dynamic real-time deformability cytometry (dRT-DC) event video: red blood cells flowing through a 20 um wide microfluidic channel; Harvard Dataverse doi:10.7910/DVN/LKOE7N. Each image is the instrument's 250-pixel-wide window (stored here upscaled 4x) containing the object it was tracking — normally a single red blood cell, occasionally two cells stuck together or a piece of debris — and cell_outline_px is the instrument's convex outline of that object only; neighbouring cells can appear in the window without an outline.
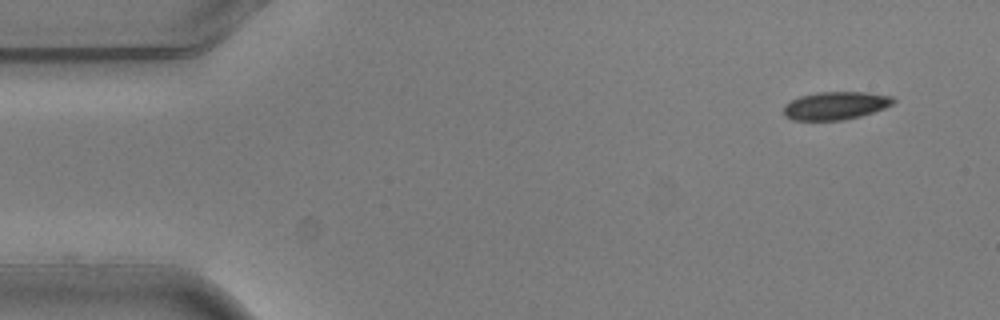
{"species": "common noctule bat (a hibernating species)", "species_latin": "Nyctalus noctula", "temperature_condition": "warm", "stored_images_in_passage": 7, "camera_frame_rate_fps": 3000, "um_per_image_px": 0.085, "animal": {"sex": "male", "body_mass_g": 20.5, "forearm_length_mm": 52.5}, "frame": {"image": 1, "passage_image": 1, "time_ms": 0.0, "image_size_px": [1000, 320], "cell_outline_px": [[896, 100], [892, 104], [884, 108], [860, 116], [844, 120], [792, 120], [784, 116], [784, 104], [800, 96], [816, 92], [868, 92], [892, 96]], "centroid_in_image_um": [71.01, 8.97], "position_along_channel_um": 14.0, "area_um2": 17.92}}
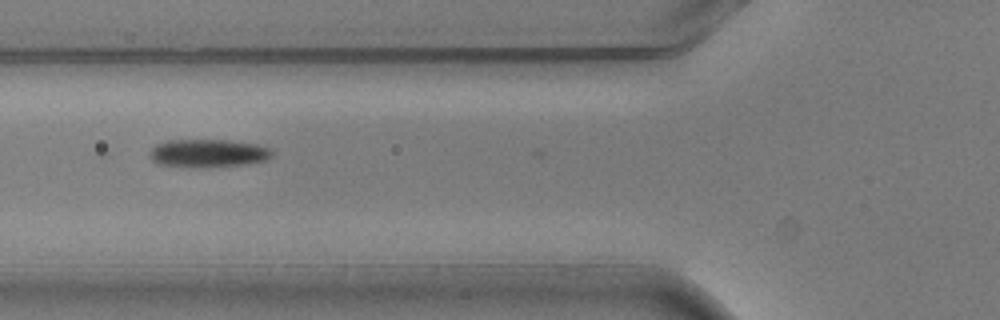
{"frame": {"image": 2, "passage_image": 5, "time_ms": 1.333, "image_size_px": [1000, 320], "cell_outline_px": [[272, 156], [264, 160], [240, 164], [156, 164], [152, 160], [152, 148], [156, 144], [168, 140], [232, 140], [256, 144], [268, 148], [272, 152]], "centroid_in_image_um": [17.71, 12.95], "position_along_channel_um": 108.1, "area_um2": 18.55}}
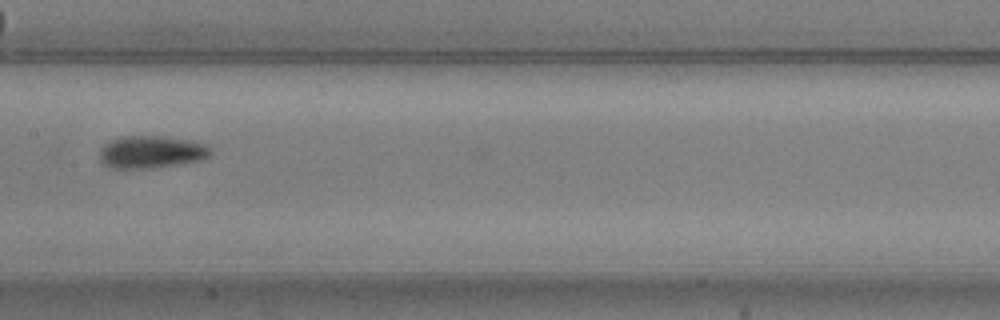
{"frame": {"image": 3, "passage_image": 7, "time_ms": 2.0, "image_size_px": [1000, 320], "cell_outline_px": [[212, 152], [208, 156], [200, 160], [180, 164], [152, 168], [112, 168], [104, 164], [100, 160], [100, 148], [104, 144], [120, 136], [156, 136], [192, 140], [208, 144]], "centroid_in_image_um": [12.87, 12.91], "position_along_channel_um": 194.5, "area_um2": 21.04}}